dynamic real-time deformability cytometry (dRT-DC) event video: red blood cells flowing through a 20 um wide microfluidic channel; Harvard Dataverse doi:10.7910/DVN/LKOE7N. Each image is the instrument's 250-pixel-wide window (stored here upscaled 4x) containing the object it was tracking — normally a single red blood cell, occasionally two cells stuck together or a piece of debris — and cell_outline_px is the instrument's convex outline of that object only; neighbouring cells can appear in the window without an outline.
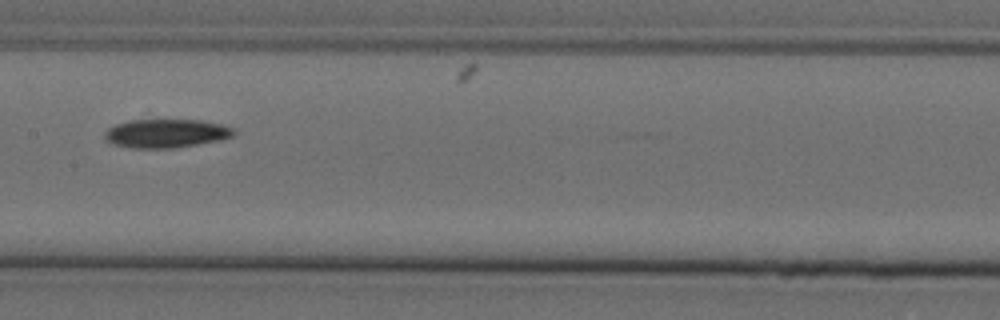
{"species": "Egyptian fruit bat (a non-hibernating species)", "species_latin": "Rousettus aegyptiacus", "temperature_condition": "cold", "stored_images_in_passage": 15, "camera_frame_rate_fps": 3000, "um_per_image_px": 0.085, "animal": {"sex": "female"}, "frame": {"image": 1, "passage_image": 9, "time_ms": 2.667, "image_size_px": [1000, 320], "cell_outline_px": [[236, 136], [220, 140], [172, 148], [128, 148], [112, 144], [104, 140], [104, 132], [108, 128], [116, 124], [128, 120], [200, 120], [220, 124], [236, 128]], "centroid_in_image_um": [14.11, 11.34], "position_along_channel_um": 193.3, "area_um2": 21.79}}